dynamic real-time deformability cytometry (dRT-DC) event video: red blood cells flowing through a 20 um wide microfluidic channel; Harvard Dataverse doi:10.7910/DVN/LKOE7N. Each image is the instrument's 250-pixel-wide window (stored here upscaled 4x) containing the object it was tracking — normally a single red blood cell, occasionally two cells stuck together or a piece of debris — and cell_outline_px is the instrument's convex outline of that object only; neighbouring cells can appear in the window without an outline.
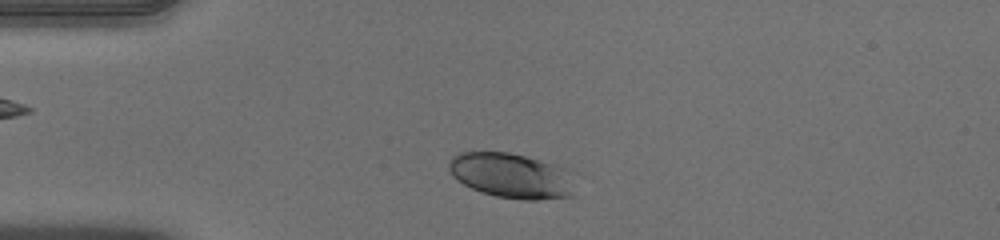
{"species": "human", "species_latin": "Homo sapiens", "temperature_condition": "warm", "stored_images_in_passage": 36, "camera_frame_rate_fps": 3000, "um_per_image_px": 0.085, "donor": {"sex": "male"}, "frame": {"image": 1, "passage_image": 4, "time_ms": 1.0, "image_size_px": [1000, 240], "cell_outline_px": [[572, 196], [536, 200], [524, 200], [496, 196], [480, 192], [456, 180], [452, 176], [448, 168], [448, 164], [452, 156], [460, 152], [508, 152], [524, 156], [564, 168]], "centroid_in_image_um": [43.32, 14.93], "position_along_channel_um": 41.7, "area_um2": 32.31}}
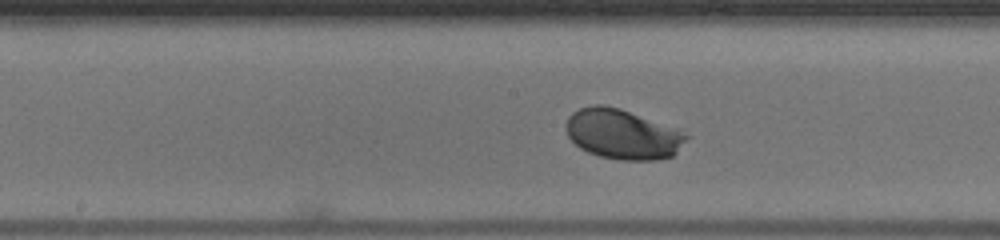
{"frame": {"image": 2, "passage_image": 18, "time_ms": 5.667, "image_size_px": [1000, 240], "cell_outline_px": [[692, 136], [672, 156], [656, 160], [620, 160], [600, 156], [588, 152], [580, 148], [568, 136], [564, 128], [568, 116], [572, 112], [580, 108], [592, 104], [600, 104], [620, 108], [680, 128]], "centroid_in_image_um": [52.96, 11.39], "position_along_channel_um": 195.2, "area_um2": 35.66}}
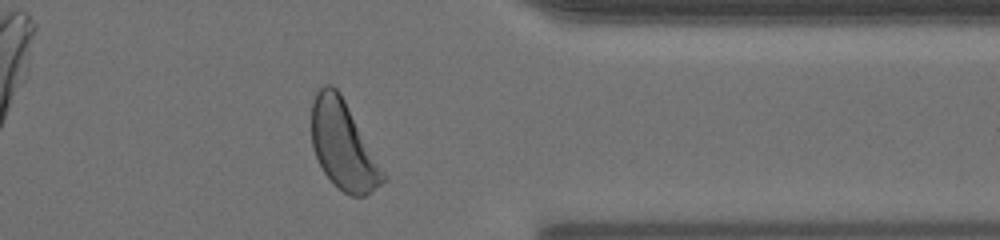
{"frame": {"image": 3, "passage_image": 33, "time_ms": 10.667, "image_size_px": [1000, 240], "cell_outline_px": [[388, 180], [364, 196], [352, 196], [344, 192], [324, 172], [316, 156], [312, 144], [312, 104], [316, 92], [324, 84], [332, 84], [340, 92], [388, 176]], "centroid_in_image_um": [29.21, 12.34], "position_along_channel_um": 382.2, "area_um2": 36.59}, "authors_computed_cell_mechanics": {"area_um2": 34.2465, "velocity_mm_per_s": 3.9249, "shape_relaxation_time_tau1_ms": 2.0967, "shape_relaxation_time_tau2_ms": null, "deformation_change_tau1": 0.1496, "deformation_change_tau2": null}}